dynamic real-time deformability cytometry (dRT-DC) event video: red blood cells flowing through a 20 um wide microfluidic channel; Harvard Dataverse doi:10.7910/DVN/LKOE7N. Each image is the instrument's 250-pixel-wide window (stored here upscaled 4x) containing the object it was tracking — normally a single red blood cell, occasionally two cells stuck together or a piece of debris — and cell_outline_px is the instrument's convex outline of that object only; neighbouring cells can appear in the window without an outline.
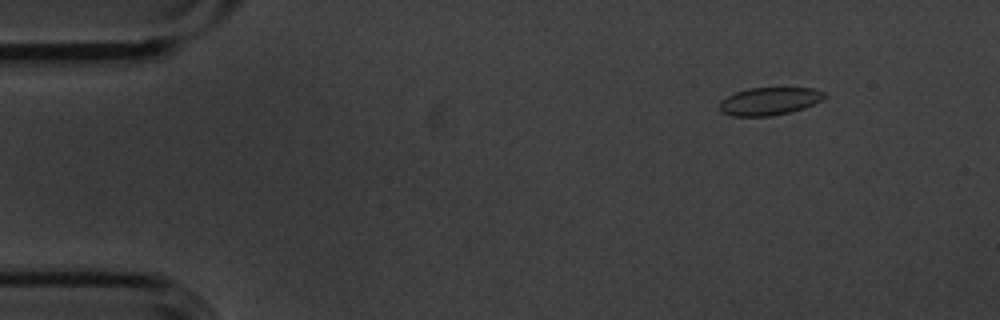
{"species": "common noctule bat (a hibernating species)", "species_latin": "Nyctalus noctula", "temperature_condition": "cold", "stored_images_in_passage": 6, "camera_frame_rate_fps": 3000, "um_per_image_px": 0.085, "animal": {"sex": "male", "body_mass_g": 20.1, "forearm_length_mm": 53.5}, "frame": {"image": 1, "passage_image": 2, "time_ms": 0.333, "image_size_px": [1000, 320], "cell_outline_px": [[828, 96], [824, 100], [804, 108], [792, 112], [772, 116], [732, 116], [724, 112], [720, 108], [720, 100], [736, 92], [748, 88], [812, 88], [824, 92]], "centroid_in_image_um": [65.45, 8.6], "position_along_channel_um": 19.5, "area_um2": 17.05}}
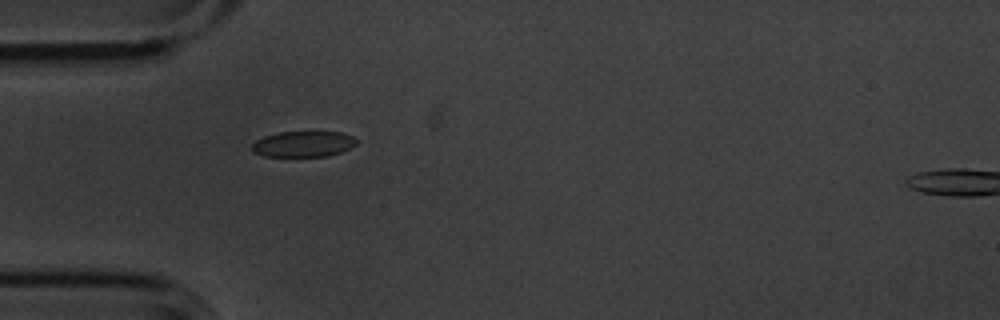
{"frame": {"image": 2, "passage_image": 5, "time_ms": 1.333, "image_size_px": [1000, 320], "cell_outline_px": [[360, 140], [356, 144], [340, 152], [328, 156], [264, 156], [252, 152], [248, 148], [256, 140], [264, 136], [280, 132], [340, 132], [352, 136]], "centroid_in_image_um": [25.74, 12.24], "position_along_channel_um": 59.3, "area_um2": 15.78}}